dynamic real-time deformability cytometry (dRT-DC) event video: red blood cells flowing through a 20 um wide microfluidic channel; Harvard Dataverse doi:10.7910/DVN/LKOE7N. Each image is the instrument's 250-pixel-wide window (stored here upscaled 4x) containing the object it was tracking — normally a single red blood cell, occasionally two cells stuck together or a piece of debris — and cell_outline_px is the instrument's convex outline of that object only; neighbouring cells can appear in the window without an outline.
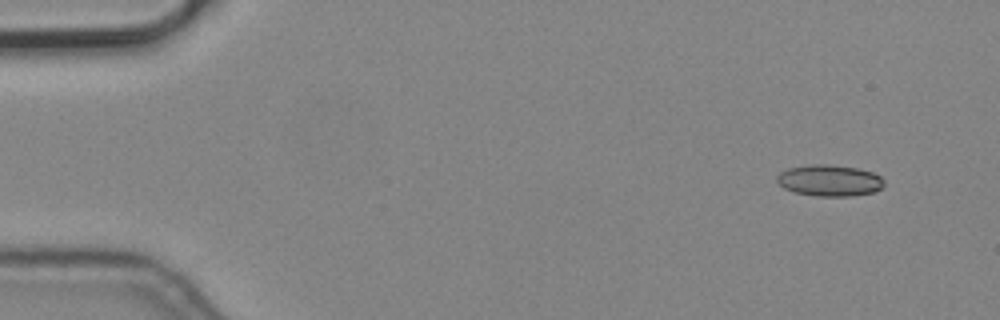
{"species": "common noctule bat (a hibernating species)", "species_latin": "Nyctalus noctula", "temperature_condition": "cold", "stored_images_in_passage": 8, "segment_of_instrument_passage": [1, 2], "camera_frame_rate_fps": 3000, "um_per_image_px": 0.085, "animal": {"sex": "male", "body_mass_g": 19.2, "forearm_length_mm": 51.8}, "frame": {"image": 1, "passage_image": 1, "time_ms": 0.0, "image_size_px": [1000, 320], "cell_outline_px": [[884, 184], [876, 192], [852, 196], [816, 196], [796, 192], [784, 188], [776, 180], [776, 176], [780, 172], [788, 168], [812, 164], [828, 164], [856, 168], [872, 172], [880, 176], [884, 180]], "centroid_in_image_um": [70.51, 15.34], "position_along_channel_um": 14.5, "area_um2": 19.59}}
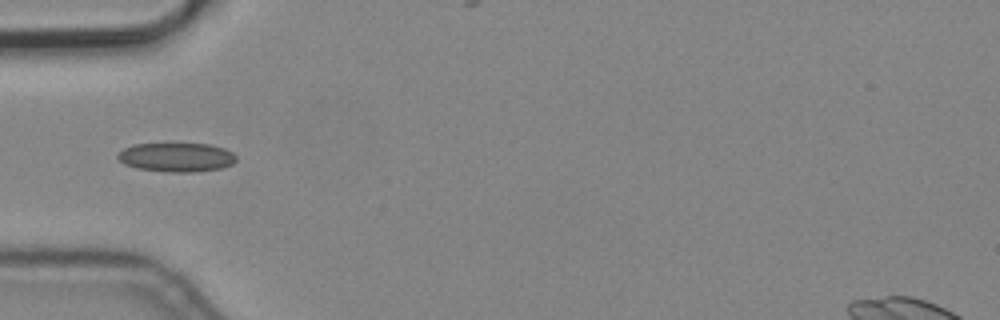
{"frame": {"image": 2, "passage_image": 5, "time_ms": 1.333, "image_size_px": [1000, 320], "cell_outline_px": [[236, 160], [232, 164], [220, 168], [196, 172], [172, 172], [136, 168], [124, 164], [116, 156], [124, 148], [132, 144], [208, 144], [224, 148], [232, 152], [236, 156]], "centroid_in_image_um": [15.0, 13.37], "position_along_channel_um": 70.0, "area_um2": 19.94}}
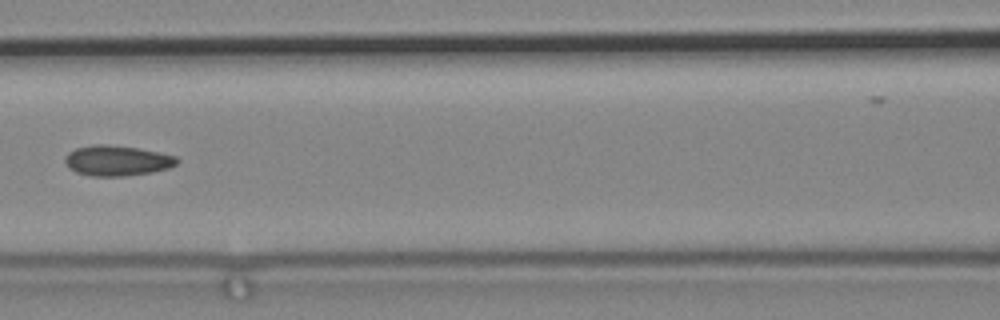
{"frame": {"image": 3, "passage_image": 7, "time_ms": 2.0, "image_size_px": [1000, 320], "cell_outline_px": [[180, 160], [176, 164], [168, 168], [152, 172], [124, 176], [88, 176], [76, 172], [68, 168], [64, 160], [68, 152], [76, 148], [92, 144], [108, 144], [136, 148], [176, 156]], "centroid_in_image_um": [9.91, 13.65], "position_along_channel_um": 156.7, "area_um2": 19.83}}